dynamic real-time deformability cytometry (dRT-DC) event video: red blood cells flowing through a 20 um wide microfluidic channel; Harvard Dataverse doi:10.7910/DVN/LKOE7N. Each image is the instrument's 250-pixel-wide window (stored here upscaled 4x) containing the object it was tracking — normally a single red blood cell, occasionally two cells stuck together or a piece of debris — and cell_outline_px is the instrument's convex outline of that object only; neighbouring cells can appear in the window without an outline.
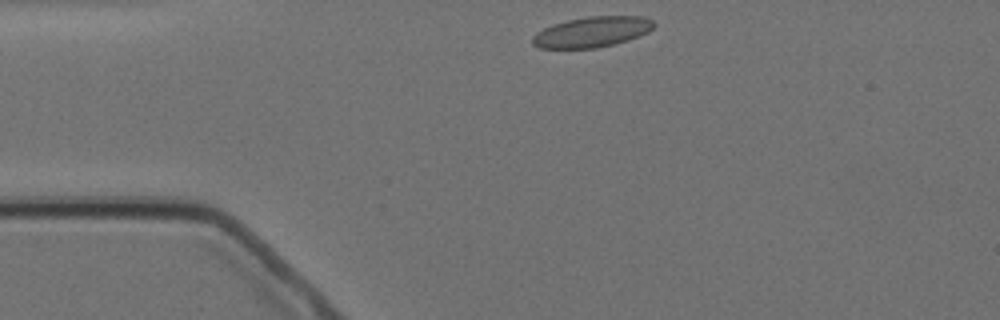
{"species": "Egyptian fruit bat (a non-hibernating species)", "species_latin": "Rousettus aegyptiacus", "temperature_condition": "cold", "stored_images_in_passage": 3, "camera_frame_rate_fps": 3000, "um_per_image_px": 0.085, "animal": {"sex": "female"}, "frame": {"image": 1, "passage_image": 1, "time_ms": 0.0, "image_size_px": [1000, 320], "cell_outline_px": [[656, 24], [648, 32], [640, 36], [628, 40], [596, 48], [540, 48], [532, 44], [532, 36], [536, 32], [552, 24], [568, 20], [588, 16], [644, 16], [652, 20]], "centroid_in_image_um": [50.32, 2.71], "position_along_channel_um": 34.7, "area_um2": 21.62}}